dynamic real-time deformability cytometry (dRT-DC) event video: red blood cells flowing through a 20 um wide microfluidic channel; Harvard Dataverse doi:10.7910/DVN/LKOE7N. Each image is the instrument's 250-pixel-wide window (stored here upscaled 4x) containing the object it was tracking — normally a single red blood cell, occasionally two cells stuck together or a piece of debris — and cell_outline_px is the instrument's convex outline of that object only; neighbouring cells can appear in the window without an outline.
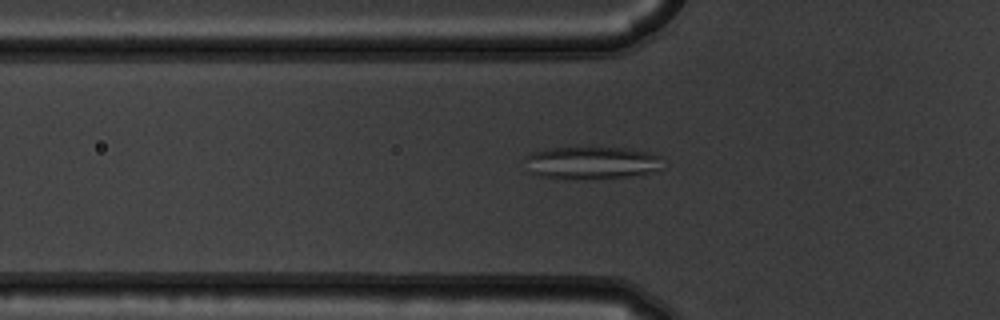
{"species": "common noctule bat (a hibernating species)", "species_latin": "Nyctalus noctula", "temperature_condition": "warm", "stored_images_in_passage": 54, "camera_frame_rate_fps": 3000, "um_per_image_px": 0.085, "animal": {"sex": "male", "body_mass_g": 19.5, "forearm_length_mm": 54.6}, "frame": {"image": 1, "passage_image": 19, "time_ms": 6.0, "image_size_px": [1000, 320], "cell_outline_px": [[660, 156], [656, 168], [644, 172], [624, 176], [576, 180], [564, 180], [540, 176], [528, 172], [524, 156], [532, 152], [548, 148], [592, 144], [628, 148], [652, 152]], "centroid_in_image_um": [50.11, 13.78], "position_along_channel_um": 75.7, "area_um2": 27.05}}
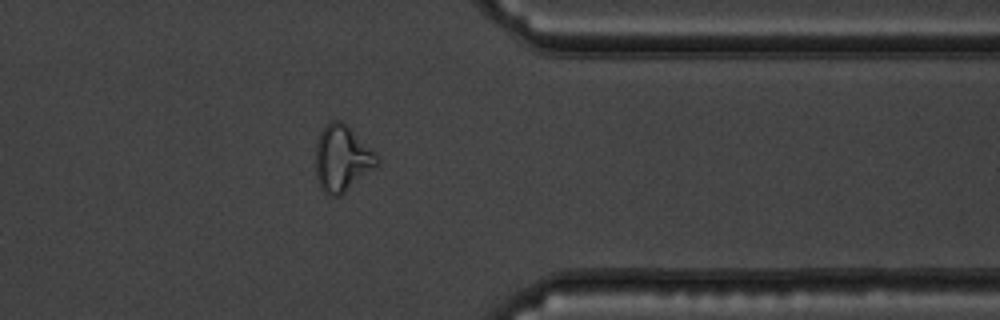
{"frame": {"image": 2, "passage_image": 44, "time_ms": 14.333, "image_size_px": [1000, 320], "cell_outline_px": [[380, 164], [376, 168], [340, 196], [328, 196], [320, 188], [316, 176], [316, 140], [320, 132], [332, 120], [340, 120], [348, 124], [380, 156]], "centroid_in_image_um": [29.11, 13.47], "position_along_channel_um": 382.3, "area_um2": 24.28}}
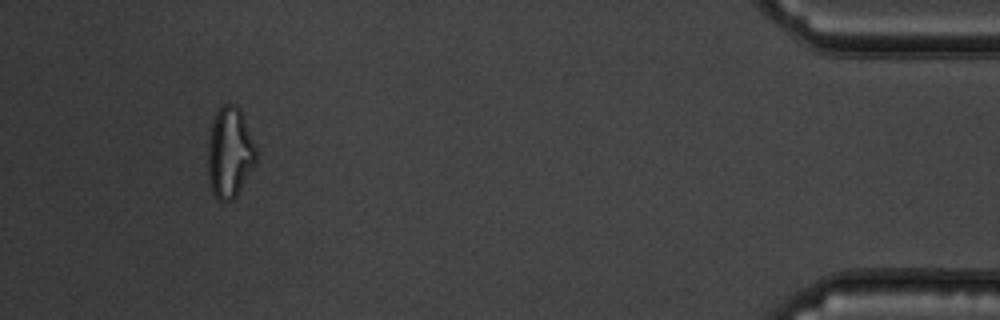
{"frame": {"image": 3, "passage_image": 51, "time_ms": 16.667, "image_size_px": [1000, 320], "cell_outline_px": [[256, 164], [236, 196], [232, 200], [220, 200], [212, 192], [208, 184], [208, 140], [212, 120], [216, 112], [224, 104], [232, 104], [240, 108], [256, 144]], "centroid_in_image_um": [19.53, 12.96], "position_along_channel_um": 415.7, "area_um2": 25.78}, "authors_computed_cell_mechanics": {"area_um2": 24.6228, "velocity_mm_per_s": 3.7721, "shape_relaxation_time_tau1_ms": null, "shape_relaxation_time_tau2_ms": 1.3541, "deformation_change_tau1": null, "deformation_change_tau2": 0.095}}